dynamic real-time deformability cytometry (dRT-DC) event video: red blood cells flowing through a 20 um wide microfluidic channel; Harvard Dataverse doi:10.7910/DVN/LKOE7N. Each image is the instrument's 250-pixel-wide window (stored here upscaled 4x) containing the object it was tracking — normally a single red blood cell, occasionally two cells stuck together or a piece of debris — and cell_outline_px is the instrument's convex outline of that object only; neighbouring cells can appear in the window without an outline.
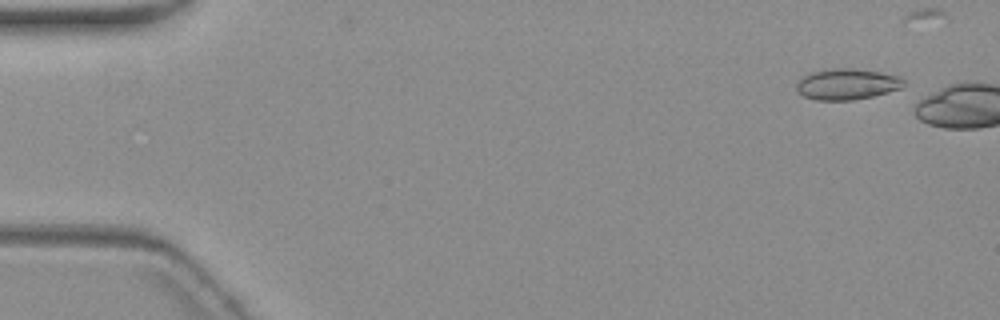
{"species": "common noctule bat (a hibernating species)", "species_latin": "Nyctalus noctula", "temperature_condition": "warm", "stored_images_in_passage": 2, "camera_frame_rate_fps": 3000, "um_per_image_px": 0.085, "animal": {"sex": "female", "body_mass_g": 19.3, "forearm_length_mm": 54.1}, "frame": {"image": 1, "passage_image": 1, "time_ms": 0.0, "image_size_px": [1000, 320], "cell_outline_px": [[908, 84], [900, 88], [888, 92], [872, 96], [852, 100], [816, 100], [804, 96], [796, 92], [796, 80], [800, 76], [808, 72], [824, 68], [852, 68], [880, 72], [900, 76]], "centroid_in_image_um": [71.93, 7.13], "position_along_channel_um": 13.1, "area_um2": 19.88}}